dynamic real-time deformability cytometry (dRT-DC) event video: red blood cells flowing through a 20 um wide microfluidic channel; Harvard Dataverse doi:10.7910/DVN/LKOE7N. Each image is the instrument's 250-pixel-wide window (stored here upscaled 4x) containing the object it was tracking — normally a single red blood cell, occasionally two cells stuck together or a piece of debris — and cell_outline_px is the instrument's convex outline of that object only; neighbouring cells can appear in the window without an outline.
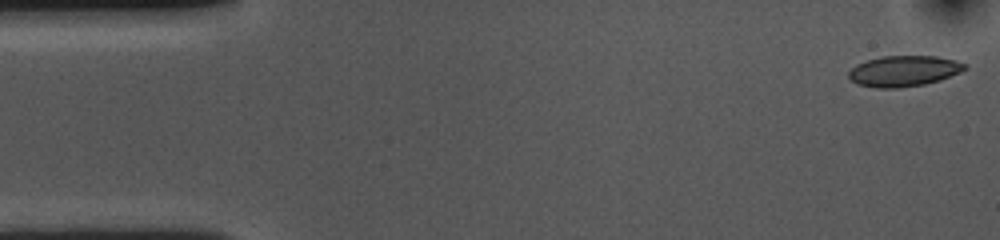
{"species": "common noctule bat (a hibernating species)", "species_latin": "Nyctalus noctula", "temperature_condition": "cold", "stored_images_in_passage": 53, "camera_frame_rate_fps": 3000, "um_per_image_px": 0.085, "animal": {"sex": "female", "body_mass_g": 10.0, "forearm_length_mm": 53.1}, "frame": {"image": 1, "passage_image": 1, "time_ms": 0.0, "image_size_px": [1000, 240], "cell_outline_px": [[968, 68], [960, 72], [940, 80], [924, 84], [896, 88], [876, 88], [856, 84], [848, 76], [848, 72], [856, 64], [880, 56], [936, 56], [956, 60], [968, 64]], "centroid_in_image_um": [76.84, 6.03], "position_along_channel_um": 8.2, "area_um2": 20.92}}
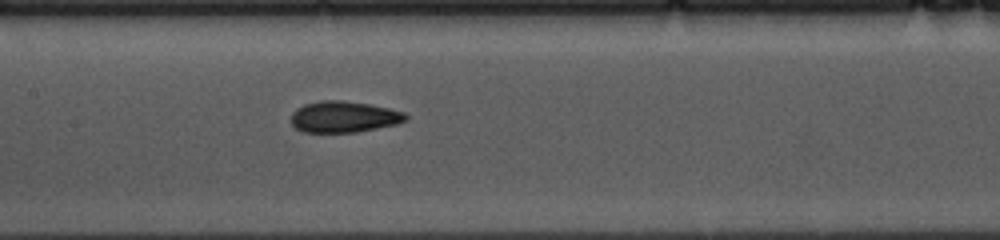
{"frame": {"image": 2, "passage_image": 24, "time_ms": 7.667, "image_size_px": [1000, 240], "cell_outline_px": [[408, 120], [396, 124], [356, 132], [304, 132], [296, 128], [292, 124], [292, 112], [296, 108], [304, 104], [324, 100], [340, 100], [368, 104], [388, 108], [404, 112], [408, 116]], "centroid_in_image_um": [29.23, 9.93], "position_along_channel_um": 178.2, "area_um2": 20.75}}
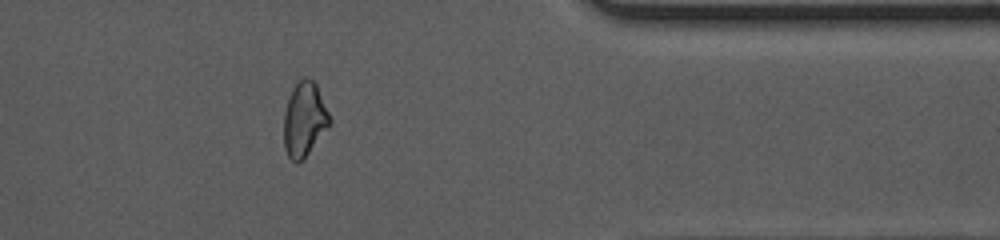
{"frame": {"image": 3, "passage_image": 43, "time_ms": 14.0, "image_size_px": [1000, 240], "cell_outline_px": [[332, 124], [304, 160], [296, 164], [288, 156], [284, 148], [284, 112], [292, 88], [304, 76], [308, 76], [316, 84], [332, 120]], "centroid_in_image_um": [25.89, 10.19], "position_along_channel_um": 385.5, "area_um2": 20.23}, "authors_computed_cell_mechanics": {"area_um2": 20.9236, "velocity_mm_per_s": 3.622, "shape_relaxation_time_tau1_ms": 3.9348, "shape_relaxation_time_tau2_ms": 2.4826, "deformation_change_tau1": 0.1037, "deformation_change_tau2": 0.0848}}